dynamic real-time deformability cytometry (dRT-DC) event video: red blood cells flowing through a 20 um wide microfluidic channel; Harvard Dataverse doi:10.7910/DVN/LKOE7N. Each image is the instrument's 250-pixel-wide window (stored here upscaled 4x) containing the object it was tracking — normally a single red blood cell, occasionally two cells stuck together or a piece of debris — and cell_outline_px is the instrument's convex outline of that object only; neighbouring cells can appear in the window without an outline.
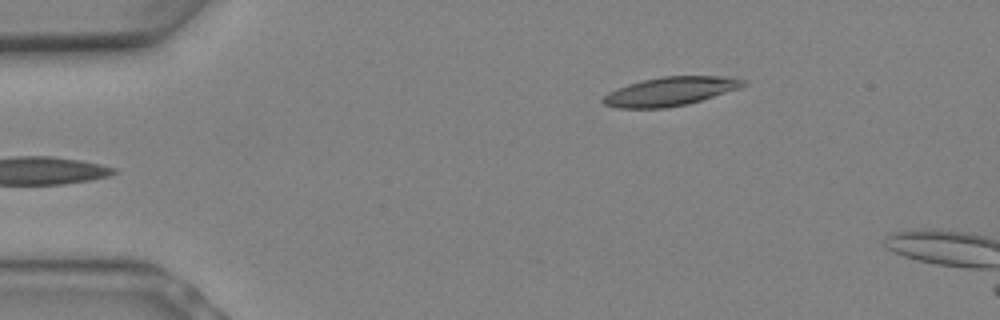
{"species": "Egyptian fruit bat (a non-hibernating species)", "species_latin": "Rousettus aegyptiacus", "temperature_condition": "warm", "stored_images_in_passage": 7, "camera_frame_rate_fps": 3000, "um_per_image_px": 0.085, "animal": {"sex": "female"}, "frame": {"image": 1, "passage_image": 7, "time_ms": 2.0, "image_size_px": [1000, 320], "cell_outline_px": [[748, 84], [740, 88], [688, 104], [664, 108], [616, 108], [604, 104], [600, 100], [608, 92], [628, 84], [644, 80], [664, 76], [728, 76], [748, 80]], "centroid_in_image_um": [57.0, 7.76], "position_along_channel_um": 28.0, "area_um2": 23.58}}